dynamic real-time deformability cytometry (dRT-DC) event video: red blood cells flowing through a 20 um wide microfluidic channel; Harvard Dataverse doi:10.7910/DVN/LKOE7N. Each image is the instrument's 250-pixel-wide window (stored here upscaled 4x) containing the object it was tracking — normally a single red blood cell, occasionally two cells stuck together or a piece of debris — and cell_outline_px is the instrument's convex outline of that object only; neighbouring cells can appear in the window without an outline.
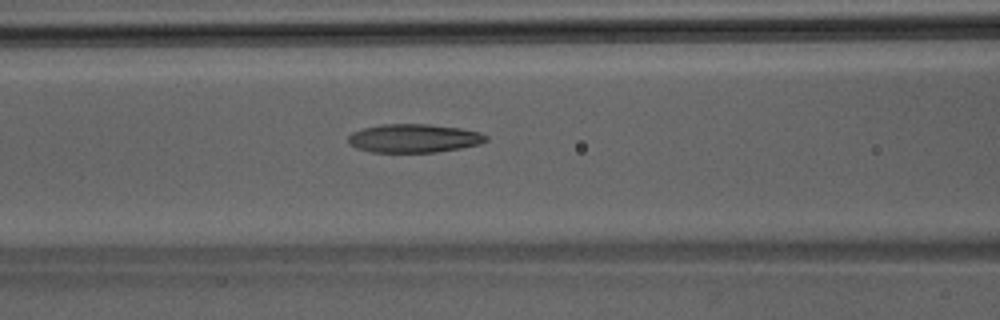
{"species": "Egyptian fruit bat (a non-hibernating species)", "species_latin": "Rousettus aegyptiacus", "temperature_condition": "room temperature", "stored_images_in_passage": 21, "camera_frame_rate_fps": 3000, "um_per_image_px": 0.085, "animal": {"sex": "male"}, "frame": {"image": 1, "passage_image": 9, "time_ms": 2.667, "image_size_px": [1000, 320], "cell_outline_px": [[488, 140], [480, 144], [460, 148], [436, 152], [372, 152], [356, 148], [348, 144], [348, 136], [352, 132], [364, 128], [384, 124], [428, 124], [460, 128], [480, 132], [488, 136]], "centroid_in_image_um": [35.18, 11.75], "position_along_channel_um": 131.4, "area_um2": 22.95}}
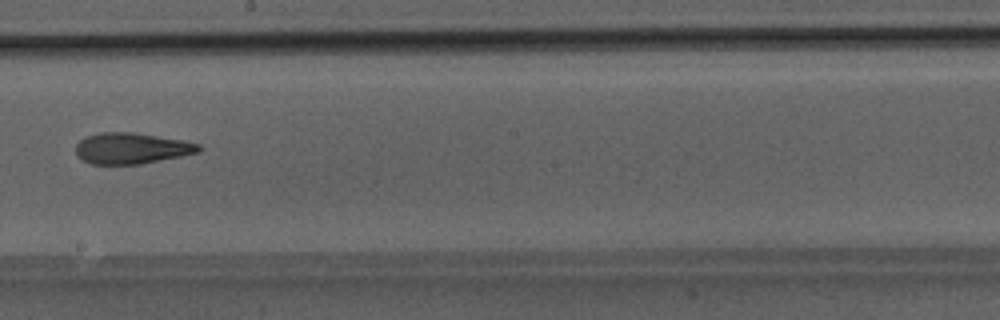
{"frame": {"image": 2, "passage_image": 16, "time_ms": 5.0, "image_size_px": [1000, 320], "cell_outline_px": [[204, 148], [200, 152], [140, 164], [92, 164], [84, 160], [76, 152], [76, 144], [80, 140], [88, 136], [100, 132], [132, 132], [184, 140], [200, 144]], "centroid_in_image_um": [11.23, 12.6], "position_along_channel_um": 237.0, "area_um2": 22.14}}